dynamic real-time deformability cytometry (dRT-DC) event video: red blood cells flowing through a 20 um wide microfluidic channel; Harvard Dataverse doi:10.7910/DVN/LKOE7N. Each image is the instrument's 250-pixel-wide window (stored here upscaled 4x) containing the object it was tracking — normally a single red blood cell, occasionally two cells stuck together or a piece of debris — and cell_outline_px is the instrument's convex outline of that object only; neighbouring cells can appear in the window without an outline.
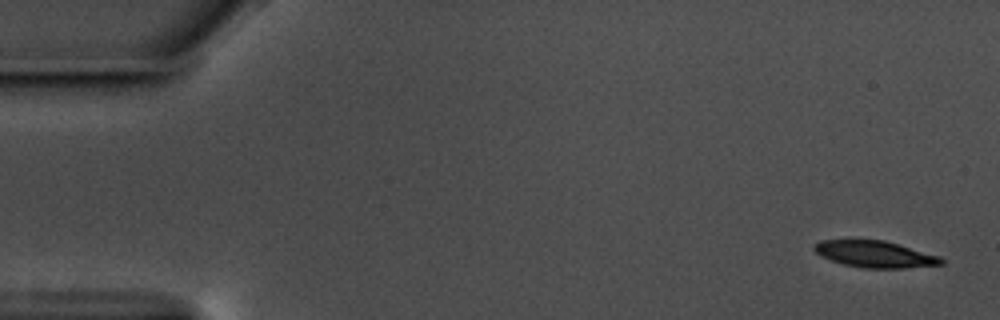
{"species": "common noctule bat (a hibernating species)", "species_latin": "Nyctalus noctula", "temperature_condition": "warm", "stored_images_in_passage": 58, "camera_frame_rate_fps": 3000, "um_per_image_px": 0.085, "animal": {"sex": "male", "body_mass_g": 17.5, "forearm_length_mm": 52.3}, "frame": {"image": 1, "passage_image": 1, "time_ms": 0.0, "image_size_px": [1000, 320], "cell_outline_px": [[944, 264], [904, 268], [864, 268], [844, 264], [820, 256], [812, 248], [820, 240], [884, 240], [940, 256], [944, 260]], "centroid_in_image_um": [74.38, 21.61], "position_along_channel_um": 10.6, "area_um2": 19.54}}
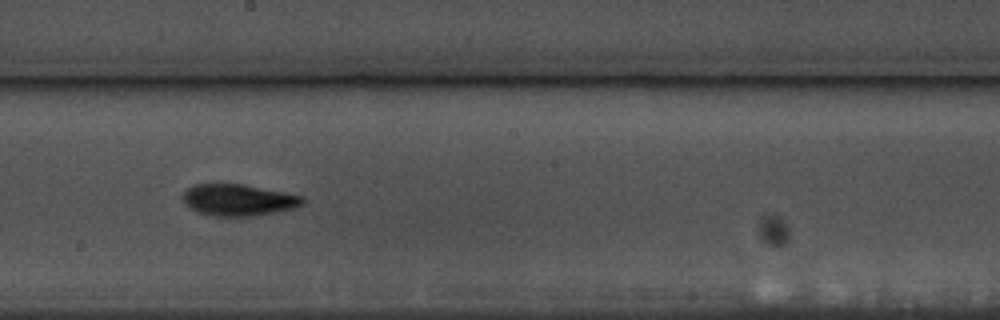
{"frame": {"image": 2, "passage_image": 31, "time_ms": 10.0, "image_size_px": [1000, 320], "cell_outline_px": [[308, 200], [304, 204], [296, 208], [256, 216], [212, 216], [196, 212], [184, 204], [180, 196], [188, 188], [196, 184], [240, 184], [304, 196]], "centroid_in_image_um": [20.27, 17.01], "position_along_channel_um": 227.9, "area_um2": 22.31}}
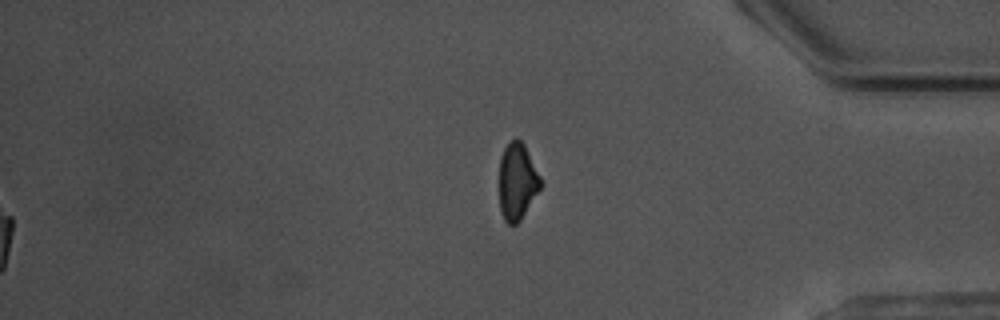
{"frame": {"image": 3, "passage_image": 58, "time_ms": 19.0, "image_size_px": [1000, 320], "cell_outline_px": [[544, 184], [520, 220], [516, 224], [508, 224], [504, 220], [500, 208], [500, 156], [504, 148], [516, 136], [524, 144]], "centroid_in_image_um": [43.98, 15.42], "position_along_channel_um": 391.2, "area_um2": 18.5}, "authors_computed_cell_mechanics": {"area_um2": 21.0103, "velocity_mm_per_s": 3.5365, "shape_relaxation_time_tau1_ms": 3.5024, "shape_relaxation_time_tau2_ms": 5.7256, "deformation_change_tau1": 0.1563, "deformation_change_tau2": 0.1382}}